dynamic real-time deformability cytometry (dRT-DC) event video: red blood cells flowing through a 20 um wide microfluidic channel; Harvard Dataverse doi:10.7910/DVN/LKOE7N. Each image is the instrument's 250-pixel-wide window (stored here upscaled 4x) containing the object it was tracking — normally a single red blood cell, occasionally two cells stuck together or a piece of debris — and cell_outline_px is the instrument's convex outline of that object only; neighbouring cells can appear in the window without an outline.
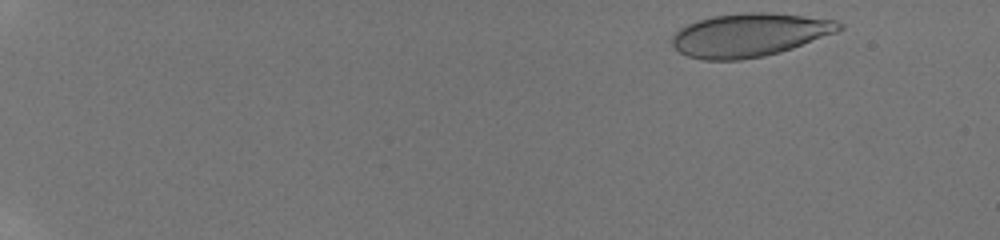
{"species": "human", "species_latin": "Homo sapiens", "temperature_condition": "room temperature", "stored_images_in_passage": 33, "camera_frame_rate_fps": 3000, "um_per_image_px": 0.085, "donor": {"sex": "male"}, "frame": {"image": 1, "passage_image": 1, "time_ms": 0.0, "image_size_px": [1000, 240], "cell_outline_px": [[844, 28], [836, 32], [792, 48], [780, 52], [764, 56], [740, 60], [704, 60], [688, 56], [680, 52], [672, 44], [672, 36], [680, 28], [688, 24], [712, 16], [740, 12], [772, 12], [836, 20], [844, 24]], "centroid_in_image_um": [63.72, 2.96], "position_along_channel_um": 21.3, "area_um2": 42.19}}
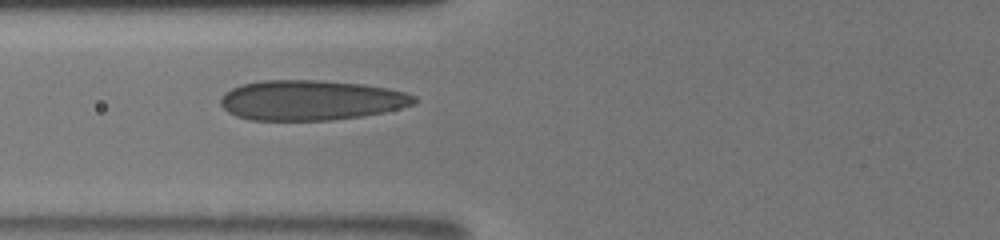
{"frame": {"image": 2, "passage_image": 19, "time_ms": 6.333, "image_size_px": [1000, 240], "cell_outline_px": [[416, 104], [400, 108], [360, 116], [332, 120], [252, 120], [236, 116], [228, 112], [220, 104], [220, 100], [224, 92], [240, 84], [264, 80], [320, 80], [360, 84], [388, 88], [404, 92], [416, 96]], "centroid_in_image_um": [26.4, 8.51], "position_along_channel_um": 99.4, "area_um2": 45.14}}
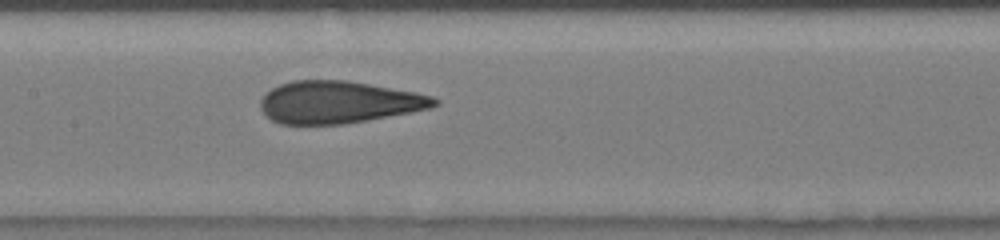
{"frame": {"image": 3, "passage_image": 29, "time_ms": 8.333, "image_size_px": [1000, 240], "cell_outline_px": [[440, 104], [432, 108], [412, 112], [344, 124], [280, 124], [272, 120], [260, 108], [260, 100], [272, 88], [280, 84], [292, 80], [348, 80], [416, 92], [432, 96], [440, 100]], "centroid_in_image_um": [28.82, 8.68], "position_along_channel_um": 178.6, "area_um2": 42.89}}